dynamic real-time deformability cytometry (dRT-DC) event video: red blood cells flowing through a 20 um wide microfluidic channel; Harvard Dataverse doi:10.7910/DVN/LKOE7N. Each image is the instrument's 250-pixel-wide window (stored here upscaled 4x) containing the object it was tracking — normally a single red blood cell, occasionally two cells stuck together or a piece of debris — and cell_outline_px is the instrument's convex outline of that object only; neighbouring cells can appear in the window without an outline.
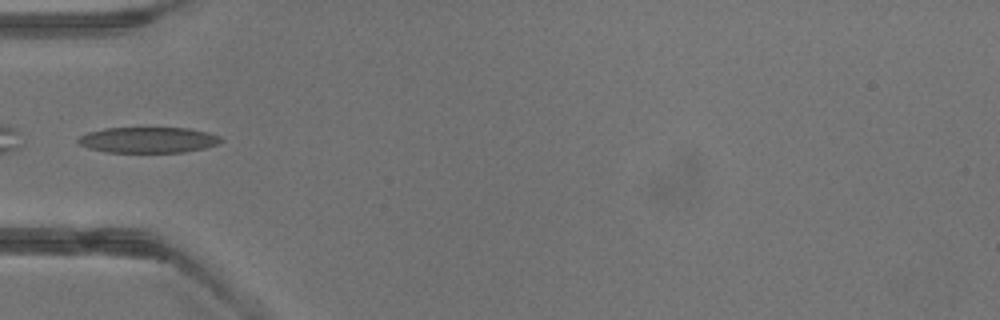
{"species": "common noctule bat (a hibernating species)", "species_latin": "Nyctalus noctula", "temperature_condition": "warm", "stored_images_in_passage": 4, "camera_frame_rate_fps": 3000, "um_per_image_px": 0.085, "animal": {"sex": "male", "body_mass_g": 13.3}, "frame": {"image": 1, "passage_image": 4, "time_ms": 3.333, "image_size_px": [1000, 320], "cell_outline_px": [[224, 140], [216, 144], [204, 148], [184, 152], [104, 152], [88, 148], [80, 144], [76, 140], [80, 136], [88, 132], [104, 128], [188, 128], [208, 132], [220, 136]], "centroid_in_image_um": [12.59, 11.89], "position_along_channel_um": 72.4, "area_um2": 21.44}}